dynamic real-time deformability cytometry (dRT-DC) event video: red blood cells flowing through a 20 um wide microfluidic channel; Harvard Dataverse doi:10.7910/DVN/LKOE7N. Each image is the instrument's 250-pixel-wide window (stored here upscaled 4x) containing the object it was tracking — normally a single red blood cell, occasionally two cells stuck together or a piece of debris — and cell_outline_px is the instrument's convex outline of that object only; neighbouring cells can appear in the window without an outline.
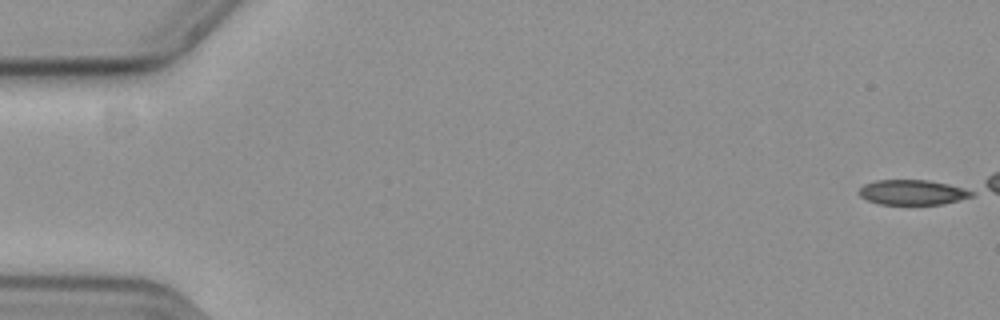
{"species": "common noctule bat (a hibernating species)", "species_latin": "Nyctalus noctula", "temperature_condition": "cold", "stored_images_in_passage": 10, "camera_frame_rate_fps": 3000, "um_per_image_px": 0.085, "animal": {"sex": "female", "body_mass_g": 19.3, "forearm_length_mm": 54.1}, "frame": {"image": 1, "passage_image": 1, "time_ms": 0.0, "image_size_px": [1000, 320], "cell_outline_px": [[972, 196], [944, 204], [880, 204], [868, 200], [860, 196], [860, 188], [864, 184], [876, 180], [928, 180], [948, 184], [972, 192]], "centroid_in_image_um": [77.51, 16.34], "position_along_channel_um": 7.5, "area_um2": 16.07}}